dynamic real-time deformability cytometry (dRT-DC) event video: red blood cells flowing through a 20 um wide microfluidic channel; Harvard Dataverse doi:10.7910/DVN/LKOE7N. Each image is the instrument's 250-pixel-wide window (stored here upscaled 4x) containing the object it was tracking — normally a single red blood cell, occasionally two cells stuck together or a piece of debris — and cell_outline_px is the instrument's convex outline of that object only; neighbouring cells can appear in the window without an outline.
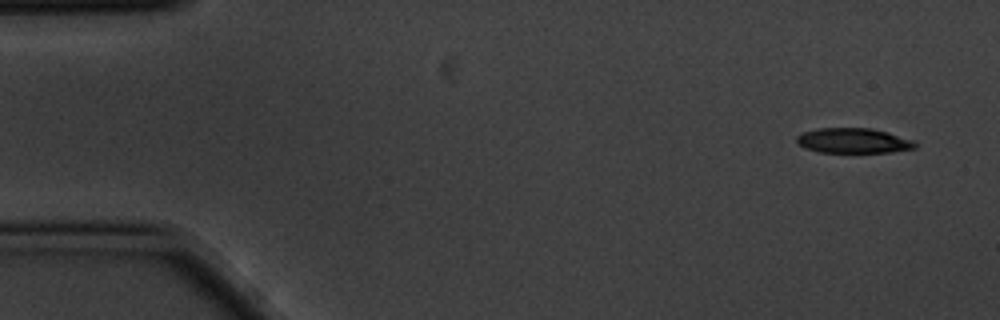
{"species": "common noctule bat (a hibernating species)", "species_latin": "Nyctalus noctula", "temperature_condition": "cold", "stored_images_in_passage": 6, "segment_of_instrument_passage": [2, 2], "camera_frame_rate_fps": 3000, "um_per_image_px": 0.085, "animal": {"sex": "male", "body_mass_g": 20.1, "forearm_length_mm": 53.5}, "frame": {"image": 1, "passage_image": 6, "time_ms": 1.667, "image_size_px": [1000, 320], "cell_outline_px": [[916, 148], [892, 152], [816, 152], [804, 148], [796, 144], [796, 136], [804, 132], [816, 128], [872, 128], [888, 132], [916, 140]], "centroid_in_image_um": [72.53, 11.95], "position_along_channel_um": 12.5, "area_um2": 17.57}}